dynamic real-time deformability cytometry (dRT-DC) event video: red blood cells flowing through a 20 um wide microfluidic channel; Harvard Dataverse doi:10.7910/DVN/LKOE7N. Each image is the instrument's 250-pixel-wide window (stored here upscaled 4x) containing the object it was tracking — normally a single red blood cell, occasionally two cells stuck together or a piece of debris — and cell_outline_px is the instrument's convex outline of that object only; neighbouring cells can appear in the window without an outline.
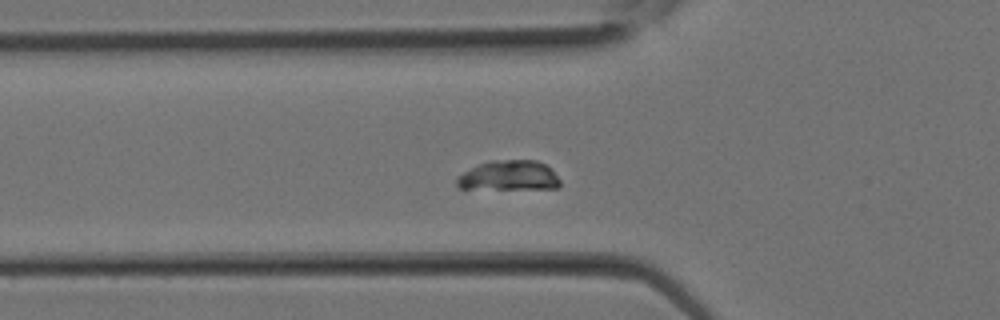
{"species": "Egyptian fruit bat (a non-hibernating species)", "species_latin": "Rousettus aegyptiacus", "temperature_condition": "room temperature", "stored_images_in_passage": 28, "camera_frame_rate_fps": 3000, "um_per_image_px": 0.085, "animal": {"sex": "female"}, "frame": {"image": 1, "passage_image": 8, "time_ms": 2.333, "image_size_px": [1000, 320], "cell_outline_px": [[560, 188], [460, 188], [456, 184], [456, 176], [480, 164], [492, 160], [536, 160], [552, 168], [560, 180]], "centroid_in_image_um": [43.29, 14.92], "position_along_channel_um": 82.5, "area_um2": 17.8}}
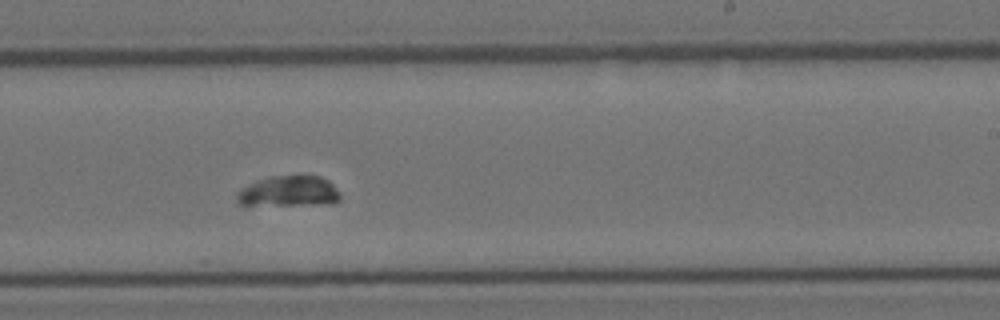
{"frame": {"image": 2, "passage_image": 16, "time_ms": 5.0, "image_size_px": [1000, 320], "cell_outline_px": [[340, 200], [296, 204], [244, 208], [236, 200], [236, 192], [240, 188], [256, 180], [272, 176], [320, 176], [328, 180], [340, 192]], "centroid_in_image_um": [24.37, 16.27], "position_along_channel_um": 264.6, "area_um2": 18.61}}
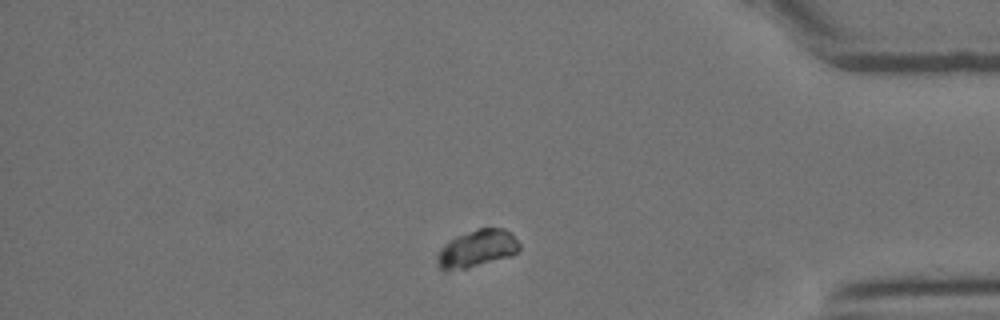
{"frame": {"image": 3, "passage_image": 23, "time_ms": 7.333, "image_size_px": [1000, 320], "cell_outline_px": [[520, 248], [512, 256], [468, 268], [444, 272], [440, 268], [436, 260], [436, 256], [440, 248], [448, 240], [456, 236], [480, 228], [504, 228], [520, 244]], "centroid_in_image_um": [40.5, 21.15], "position_along_channel_um": 394.7, "area_um2": 17.92}}